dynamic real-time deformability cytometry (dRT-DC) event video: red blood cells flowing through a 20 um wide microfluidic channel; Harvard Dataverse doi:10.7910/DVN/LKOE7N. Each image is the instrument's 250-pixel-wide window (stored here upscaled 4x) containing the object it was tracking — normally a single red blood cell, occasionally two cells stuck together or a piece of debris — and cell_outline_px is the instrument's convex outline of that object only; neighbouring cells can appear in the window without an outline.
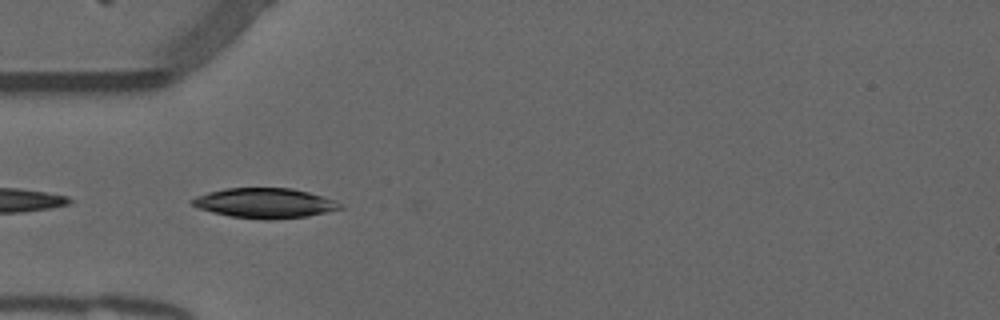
{"species": "common noctule bat (a hibernating species)", "species_latin": "Nyctalus noctula", "temperature_condition": "warm", "stored_images_in_passage": 16, "camera_frame_rate_fps": 3000, "um_per_image_px": 0.085, "animal": {"sex": "male", "forearm_length_mm": 52.5}, "frame": {"image": 1, "passage_image": 13, "time_ms": 4.0, "image_size_px": [1000, 320], "cell_outline_px": [[344, 208], [308, 216], [268, 220], [232, 216], [212, 212], [200, 208], [192, 204], [188, 200], [196, 196], [208, 192], [224, 188], [292, 188], [324, 196], [336, 200], [344, 204]], "centroid_in_image_um": [22.55, 17.25], "position_along_channel_um": 62.5, "area_um2": 25.89}}